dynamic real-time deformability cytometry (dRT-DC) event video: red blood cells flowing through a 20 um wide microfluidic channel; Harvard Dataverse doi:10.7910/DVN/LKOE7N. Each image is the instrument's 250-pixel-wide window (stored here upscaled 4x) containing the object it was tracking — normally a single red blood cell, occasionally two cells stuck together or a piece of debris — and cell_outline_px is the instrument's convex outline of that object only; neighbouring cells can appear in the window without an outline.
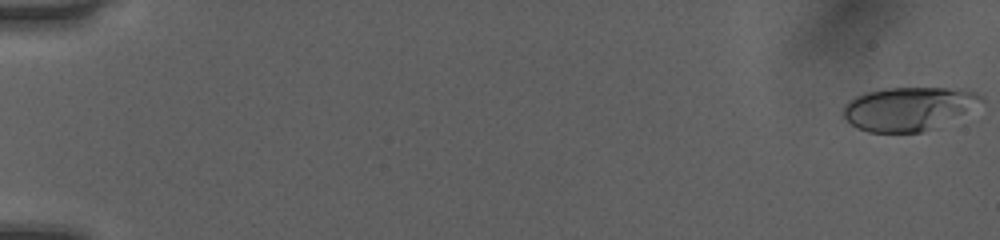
{"species": "human", "species_latin": "Homo sapiens", "temperature_condition": "room temperature", "stored_images_in_passage": 52, "camera_frame_rate_fps": 3000, "um_per_image_px": 0.085, "donor": {"sex": "female"}, "frame": {"image": 1, "passage_image": 1, "time_ms": 0.0, "image_size_px": [1000, 240], "cell_outline_px": [[984, 100], [964, 112], [936, 128], [924, 132], [868, 132], [856, 128], [844, 116], [844, 104], [848, 100], [864, 92], [884, 88], [964, 88], [976, 92], [984, 96]], "centroid_in_image_um": [77.21, 9.22], "position_along_channel_um": 7.8, "area_um2": 34.97}}
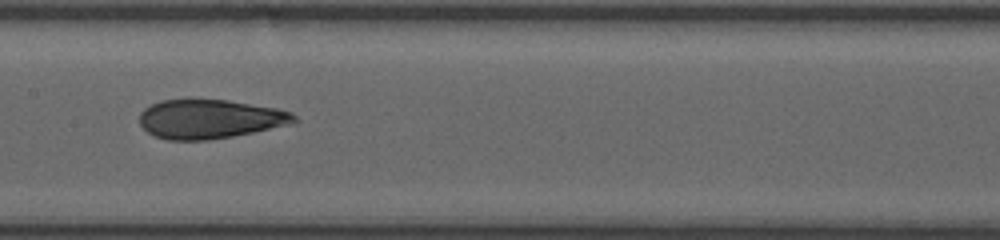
{"frame": {"image": 2, "passage_image": 28, "time_ms": 9.0, "image_size_px": [1000, 240], "cell_outline_px": [[300, 120], [288, 124], [252, 132], [232, 136], [208, 140], [168, 140], [156, 136], [148, 132], [140, 124], [140, 112], [144, 108], [160, 100], [188, 96], [192, 96], [228, 100], [276, 108], [292, 112]], "centroid_in_image_um": [17.79, 10.06], "position_along_channel_um": 189.6, "area_um2": 35.95}}
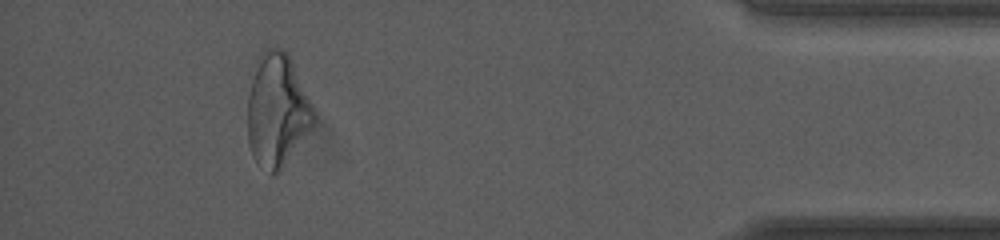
{"frame": {"image": 3, "passage_image": 48, "time_ms": 15.667, "image_size_px": [1000, 240], "cell_outline_px": [[316, 120], [280, 172], [272, 176], [252, 156], [248, 144], [248, 96], [252, 80], [260, 52], [264, 48], [284, 48], [292, 60], [312, 104], [316, 116]], "centroid_in_image_um": [23.56, 9.38], "position_along_channel_um": 411.6, "area_um2": 43.47}, "authors_computed_cell_mechanics": {"area_um2": 35.6626, "velocity_mm_per_s": 4.0584, "shape_relaxation_time_tau1_ms": 5.2799, "shape_relaxation_time_tau2_ms": 1.4667, "deformation_change_tau1": 0.1574, "deformation_change_tau2": 0.0951}}